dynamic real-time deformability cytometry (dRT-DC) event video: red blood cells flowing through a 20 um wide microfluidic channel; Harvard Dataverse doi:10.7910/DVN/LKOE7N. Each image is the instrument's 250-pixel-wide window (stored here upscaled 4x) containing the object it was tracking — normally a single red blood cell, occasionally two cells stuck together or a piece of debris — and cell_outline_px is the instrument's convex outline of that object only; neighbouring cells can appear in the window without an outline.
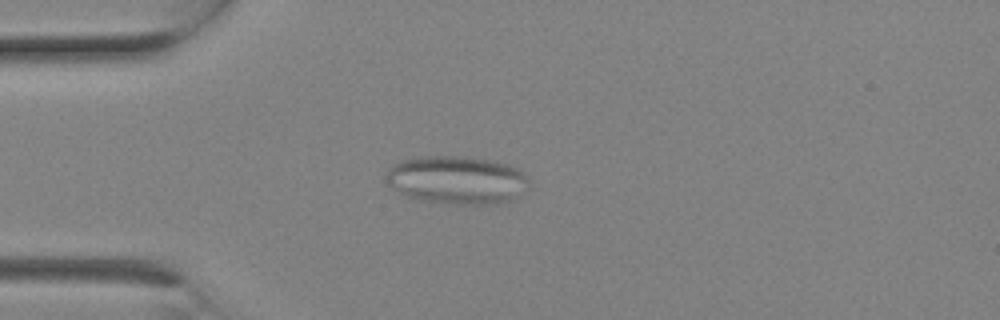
{"species": "Egyptian fruit bat (a non-hibernating species)", "species_latin": "Rousettus aegyptiacus", "temperature_condition": "room temperature", "stored_images_in_passage": 2, "camera_frame_rate_fps": 3000, "um_per_image_px": 0.085, "animal": {"sex": "female"}, "frame": {"image": 1, "passage_image": 2, "time_ms": 0.333, "image_size_px": [1000, 320], "cell_outline_px": [[528, 188], [516, 200], [496, 204], [444, 204], [424, 200], [408, 196], [392, 188], [388, 184], [388, 168], [392, 164], [400, 160], [428, 156], [452, 156], [488, 160], [504, 164], [516, 168], [528, 180]], "centroid_in_image_um": [38.85, 15.32], "position_along_channel_um": 46.2, "area_um2": 39.82}}